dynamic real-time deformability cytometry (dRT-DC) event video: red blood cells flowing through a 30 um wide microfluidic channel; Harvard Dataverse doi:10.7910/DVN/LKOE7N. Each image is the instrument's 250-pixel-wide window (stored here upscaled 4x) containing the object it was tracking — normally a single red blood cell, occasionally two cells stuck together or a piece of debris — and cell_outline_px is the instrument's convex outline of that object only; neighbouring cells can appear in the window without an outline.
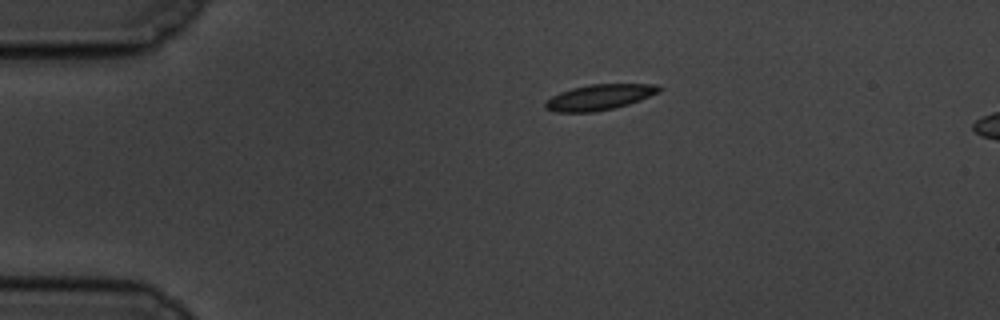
{"species": "common noctule bat (a hibernating species)", "species_latin": "Nyctalus noctula", "temperature_condition": "cold", "stored_images_in_passage": 48, "camera_frame_rate_fps": 3000, "um_per_image_px": 0.085, "animal": {"sex": "male", "body_mass_g": 19.5, "forearm_length_mm": 54.6}, "frame": {"image": 1, "passage_image": 1, "time_ms": 0.0, "image_size_px": [1000, 320], "cell_outline_px": [[664, 88], [660, 92], [640, 100], [628, 104], [612, 108], [592, 112], [556, 112], [544, 108], [544, 104], [552, 96], [560, 92], [572, 88], [588, 84], [660, 84]], "centroid_in_image_um": [50.98, 8.25], "position_along_channel_um": 34.0, "area_um2": 16.99}}
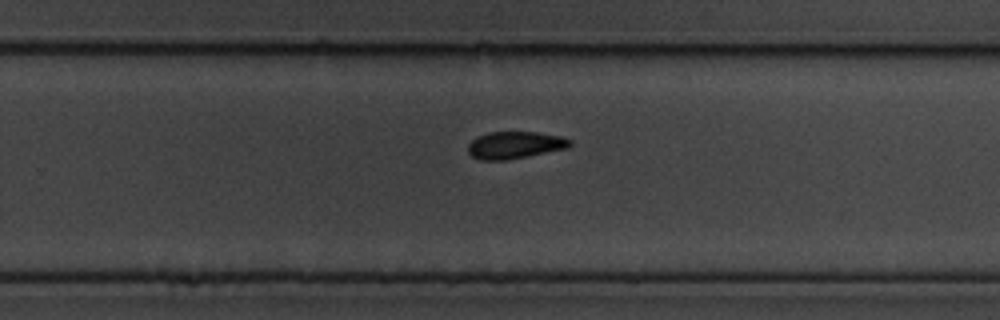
{"frame": {"image": 2, "passage_image": 27, "time_ms": 8.667, "image_size_px": [1000, 320], "cell_outline_px": [[572, 144], [568, 148], [508, 160], [480, 160], [472, 156], [468, 152], [468, 144], [476, 136], [488, 132], [536, 132], [564, 136], [572, 140]], "centroid_in_image_um": [43.78, 12.32], "position_along_channel_um": 286.0, "area_um2": 16.36}}
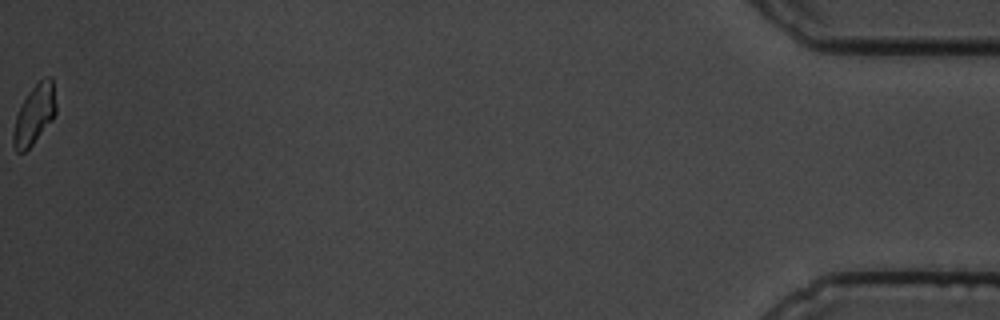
{"frame": {"image": 3, "passage_image": 48, "time_ms": 15.667, "image_size_px": [1000, 320], "cell_outline_px": [[56, 112], [52, 120], [32, 144], [24, 152], [16, 152], [12, 144], [12, 132], [16, 116], [20, 104], [28, 92], [44, 76], [52, 76], [56, 104]], "centroid_in_image_um": [2.91, 9.72], "position_along_channel_um": 432.3, "area_um2": 14.91}, "authors_computed_cell_mechanics": {"area_um2": 16.5308, "velocity_mm_per_s": 3.4386, "shape_relaxation_time_tau1_ms": 2.5083, "shape_relaxation_time_tau2_ms": 3.2835, "deformation_change_tau1": 0.0769, "deformation_change_tau2": 0.0552}}